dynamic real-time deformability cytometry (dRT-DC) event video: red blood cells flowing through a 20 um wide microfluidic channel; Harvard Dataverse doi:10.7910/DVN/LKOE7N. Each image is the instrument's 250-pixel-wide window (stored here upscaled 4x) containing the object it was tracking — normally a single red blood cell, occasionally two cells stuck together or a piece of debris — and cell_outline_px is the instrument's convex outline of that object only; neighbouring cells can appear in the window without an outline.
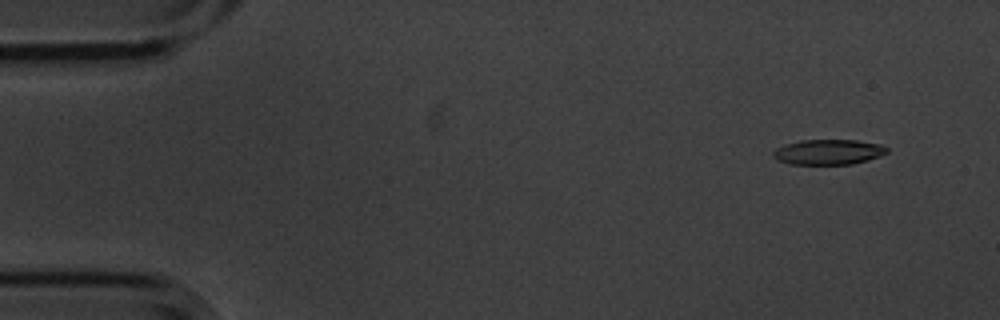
{"species": "common noctule bat (a hibernating species)", "species_latin": "Nyctalus noctula", "temperature_condition": "cold", "stored_images_in_passage": 9, "camera_frame_rate_fps": 3000, "um_per_image_px": 0.085, "animal": {"sex": "male", "body_mass_g": 20.1, "forearm_length_mm": 53.5}, "frame": {"image": 1, "passage_image": 2, "time_ms": 0.333, "image_size_px": [1000, 320], "cell_outline_px": [[888, 152], [880, 156], [868, 160], [852, 164], [792, 164], [780, 160], [772, 156], [772, 152], [776, 148], [784, 144], [800, 140], [856, 140], [880, 144], [888, 148]], "centroid_in_image_um": [70.42, 12.91], "position_along_channel_um": 14.6, "area_um2": 16.7}}
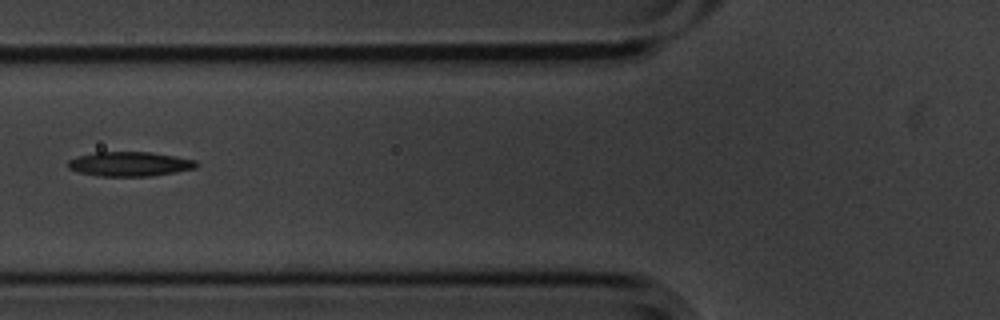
{"frame": {"image": 2, "passage_image": 7, "time_ms": 2.0, "image_size_px": [1000, 320], "cell_outline_px": [[196, 168], [176, 172], [152, 176], [100, 176], [80, 172], [68, 168], [68, 160], [76, 156], [96, 152], [152, 152], [176, 156], [196, 160]], "centroid_in_image_um": [11.03, 13.93], "position_along_channel_um": 114.8, "area_um2": 18.32}}
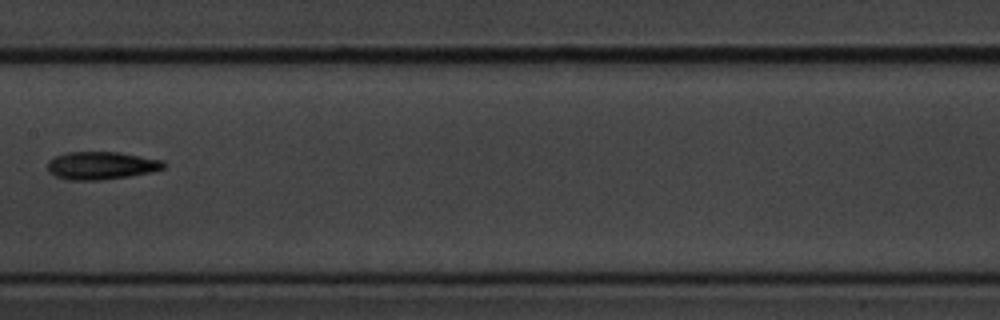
{"frame": {"image": 3, "passage_image": 9, "time_ms": 2.667, "image_size_px": [1000, 320], "cell_outline_px": [[164, 168], [152, 172], [128, 176], [100, 180], [68, 180], [56, 176], [48, 172], [48, 160], [56, 156], [68, 152], [120, 152], [164, 160]], "centroid_in_image_um": [8.61, 14.07], "position_along_channel_um": 198.8, "area_um2": 18.84}}